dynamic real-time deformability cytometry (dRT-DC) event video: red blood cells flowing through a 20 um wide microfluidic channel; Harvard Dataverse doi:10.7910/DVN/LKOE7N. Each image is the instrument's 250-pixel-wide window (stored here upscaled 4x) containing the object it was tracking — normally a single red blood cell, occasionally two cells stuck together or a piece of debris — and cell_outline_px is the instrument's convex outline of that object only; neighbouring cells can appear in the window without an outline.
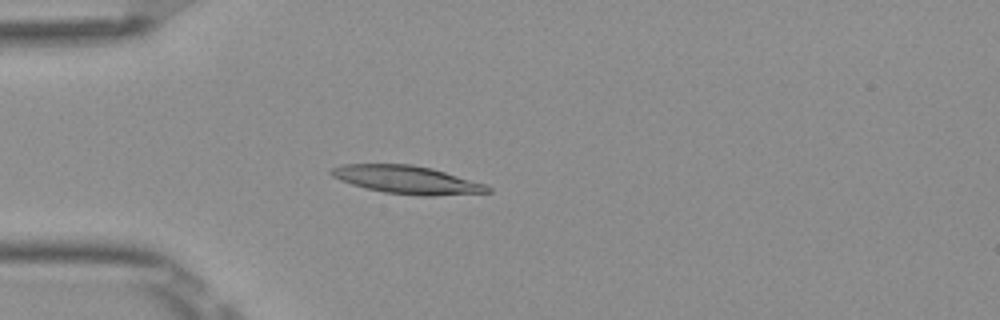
{"species": "Egyptian fruit bat (a non-hibernating species)", "species_latin": "Rousettus aegyptiacus", "temperature_condition": "room temperature", "stored_images_in_passage": 43, "camera_frame_rate_fps": 3000, "um_per_image_px": 0.085, "frame": {"image": 1, "passage_image": 5, "time_ms": 1.333, "image_size_px": [1000, 320], "cell_outline_px": [[492, 192], [432, 196], [420, 196], [384, 192], [352, 184], [340, 180], [332, 176], [328, 172], [332, 168], [340, 164], [412, 164], [432, 168], [484, 184], [492, 188]], "centroid_in_image_um": [34.58, 15.27], "position_along_channel_um": 50.4, "area_um2": 25.43}}
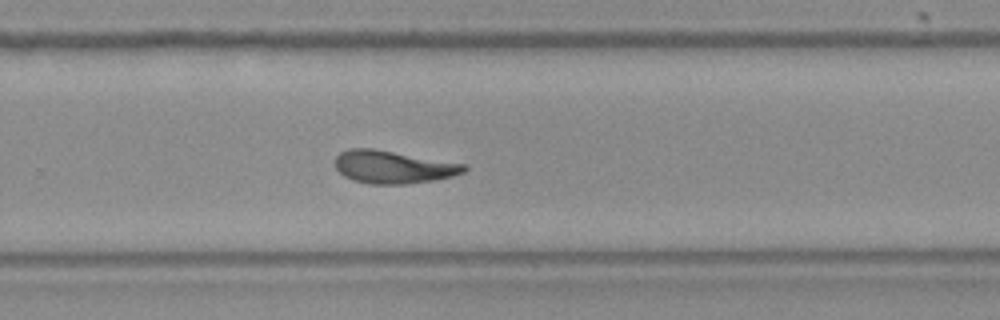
{"frame": {"image": 2, "passage_image": 25, "time_ms": 8.0, "image_size_px": [1000, 320], "cell_outline_px": [[468, 168], [464, 172], [452, 176], [436, 180], [404, 184], [368, 184], [352, 180], [344, 176], [336, 168], [336, 156], [340, 152], [348, 148], [372, 148], [468, 164]], "centroid_in_image_um": [33.44, 14.19], "position_along_channel_um": 296.4, "area_um2": 24.8}}
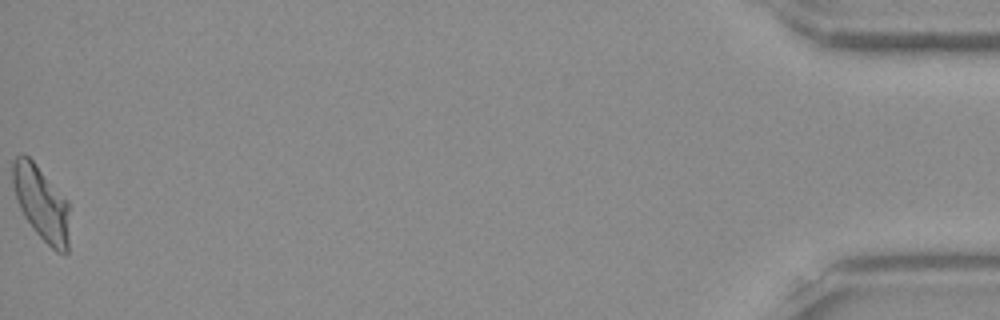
{"frame": {"image": 3, "passage_image": 43, "time_ms": 14.0, "image_size_px": [1000, 320], "cell_outline_px": [[68, 252], [64, 256], [56, 252], [32, 228], [24, 216], [16, 200], [12, 184], [12, 160], [16, 156], [28, 156], [36, 164], [68, 200]], "centroid_in_image_um": [3.51, 17.28], "position_along_channel_um": 431.7, "area_um2": 24.62}, "authors_computed_cell_mechanics": {"area_um2": 24.565, "velocity_mm_per_s": 3.8804, "shape_relaxation_time_tau1_ms": 6.4429, "shape_relaxation_time_tau2_ms": 3.5596, "deformation_change_tau1": 0.229, "deformation_change_tau2": 0.1256}}